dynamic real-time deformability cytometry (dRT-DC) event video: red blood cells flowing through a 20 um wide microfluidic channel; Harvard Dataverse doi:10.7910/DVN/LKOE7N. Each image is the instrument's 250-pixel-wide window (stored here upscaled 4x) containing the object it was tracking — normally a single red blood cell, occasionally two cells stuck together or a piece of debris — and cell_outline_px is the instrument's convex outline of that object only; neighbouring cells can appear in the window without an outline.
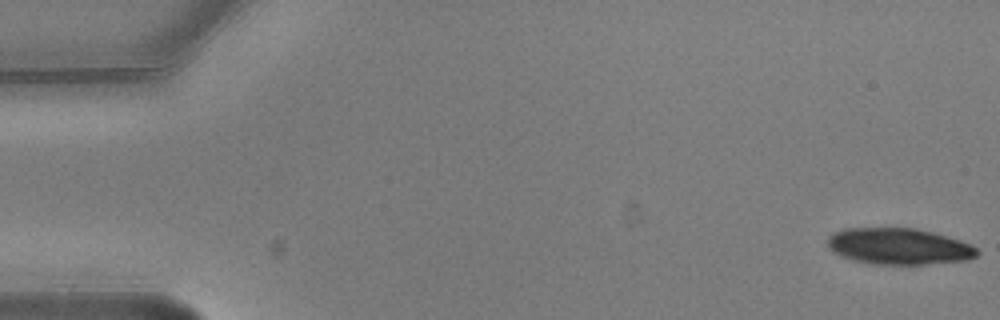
{"species": "common noctule bat (a hibernating species)", "species_latin": "Nyctalus noctula", "temperature_condition": "warm", "stored_images_in_passage": 4, "camera_frame_rate_fps": 3000, "um_per_image_px": 0.085, "animal": {"sex": "male", "body_mass_g": 20.5, "forearm_length_mm": 52.5}, "frame": {"image": 1, "passage_image": 1, "time_ms": 0.0, "image_size_px": [1000, 320], "cell_outline_px": [[980, 252], [976, 256], [968, 260], [924, 264], [872, 264], [852, 260], [836, 252], [828, 244], [828, 236], [832, 232], [844, 228], [916, 228], [932, 232], [960, 240], [972, 244]], "centroid_in_image_um": [76.43, 20.93], "position_along_channel_um": 8.6, "area_um2": 31.56}}